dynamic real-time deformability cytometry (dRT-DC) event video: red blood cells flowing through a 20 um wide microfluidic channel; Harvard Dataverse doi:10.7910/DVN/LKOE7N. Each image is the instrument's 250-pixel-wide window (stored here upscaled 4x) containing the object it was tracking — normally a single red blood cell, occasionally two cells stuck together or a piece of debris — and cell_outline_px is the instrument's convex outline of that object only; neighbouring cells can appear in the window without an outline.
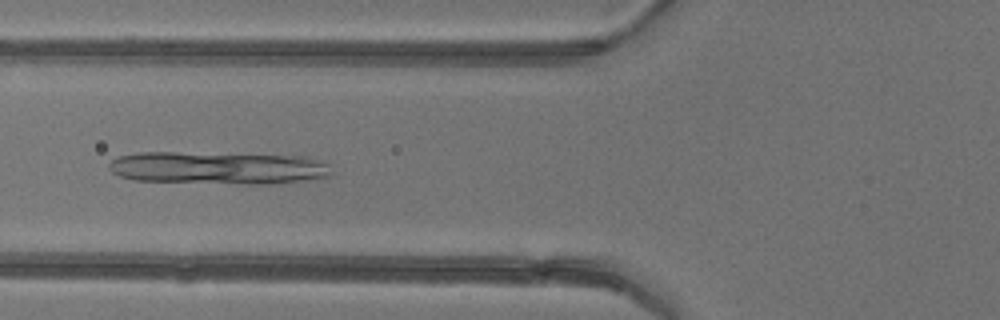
{"species": "common noctule bat (a hibernating species)", "species_latin": "Nyctalus noctula", "temperature_condition": "warm", "stored_images_in_passage": 4, "camera_frame_rate_fps": 3000, "um_per_image_px": 0.085, "animal": {"sex": "female"}, "frame": {"image": 1, "passage_image": 4, "time_ms": 3.333, "image_size_px": [1000, 320], "cell_outline_px": [[332, 176], [308, 180], [276, 184], [248, 184], [132, 180], [120, 176], [112, 172], [108, 168], [108, 164], [112, 160], [120, 156], [140, 152], [176, 152], [308, 156], [328, 164], [332, 172]], "centroid_in_image_um": [18.58, 14.27], "position_along_channel_um": 107.2, "area_um2": 42.66}}